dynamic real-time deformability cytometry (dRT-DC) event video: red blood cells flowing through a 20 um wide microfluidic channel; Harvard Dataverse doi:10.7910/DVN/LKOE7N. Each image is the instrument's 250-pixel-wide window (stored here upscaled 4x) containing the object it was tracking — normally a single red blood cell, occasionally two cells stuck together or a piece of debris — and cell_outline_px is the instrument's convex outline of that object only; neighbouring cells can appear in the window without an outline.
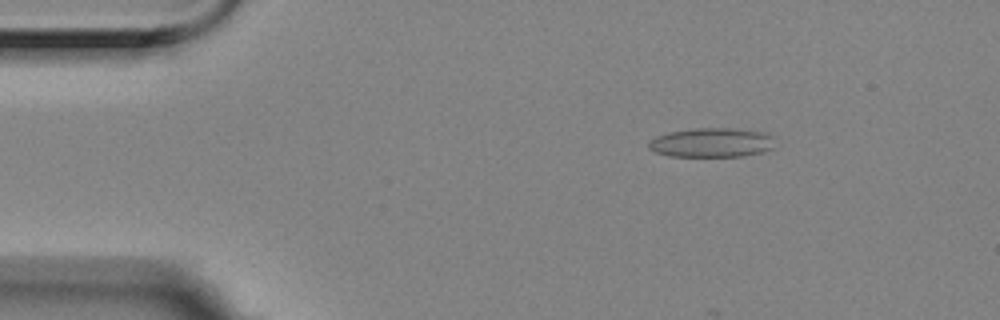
{"species": "Egyptian fruit bat (a non-hibernating species)", "species_latin": "Rousettus aegyptiacus", "temperature_condition": "room temperature", "stored_images_in_passage": 13, "camera_frame_rate_fps": 3000, "um_per_image_px": 0.085, "animal": {"sex": "female"}, "frame": {"image": 1, "passage_image": 1, "time_ms": 0.0, "image_size_px": [1000, 320], "cell_outline_px": [[772, 148], [760, 152], [740, 156], [668, 156], [656, 152], [648, 148], [648, 140], [656, 136], [668, 132], [692, 128], [736, 128], [768, 132], [772, 136]], "centroid_in_image_um": [60.45, 12.1], "position_along_channel_um": 24.6, "area_um2": 21.68}}
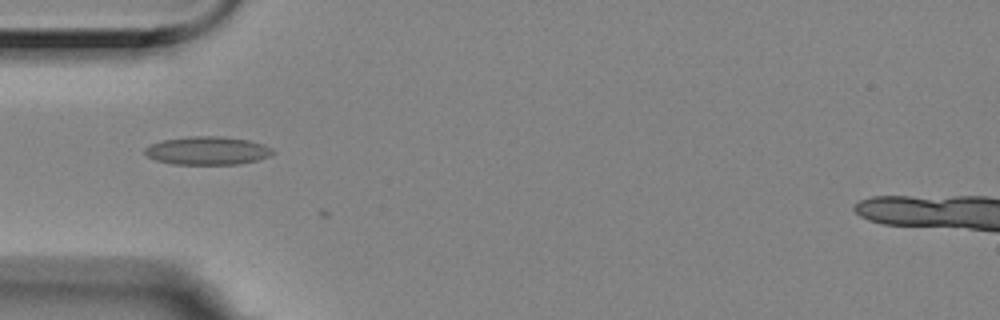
{"frame": {"image": 2, "passage_image": 10, "time_ms": 3.0, "image_size_px": [1000, 320], "cell_outline_px": [[276, 152], [268, 156], [256, 160], [236, 164], [172, 164], [156, 160], [148, 156], [144, 152], [144, 148], [160, 140], [188, 136], [224, 136], [248, 140], [264, 144], [272, 148]], "centroid_in_image_um": [17.62, 12.79], "position_along_channel_um": 67.4, "area_um2": 21.1}}